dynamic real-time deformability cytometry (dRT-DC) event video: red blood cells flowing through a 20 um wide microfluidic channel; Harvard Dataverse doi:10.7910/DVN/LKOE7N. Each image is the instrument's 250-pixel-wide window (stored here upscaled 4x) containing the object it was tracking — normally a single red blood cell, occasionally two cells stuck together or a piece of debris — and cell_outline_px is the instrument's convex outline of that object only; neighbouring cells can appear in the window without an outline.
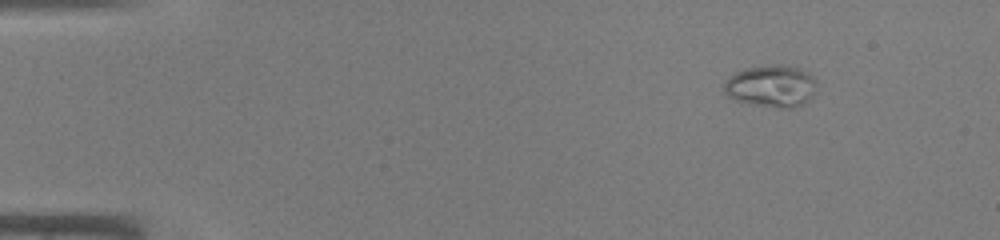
{"species": "common noctule bat (a hibernating species)", "species_latin": "Nyctalus noctula", "temperature_condition": "warm", "stored_images_in_passage": 40, "camera_frame_rate_fps": 3000, "um_per_image_px": 0.085, "animal": {"sex": "male", "body_mass_g": 19.0, "forearm_length_mm": 50.8}, "frame": {"image": 1, "passage_image": 1, "time_ms": 0.0, "image_size_px": [1000, 240], "cell_outline_px": [[816, 84], [812, 96], [804, 104], [796, 108], [780, 108], [756, 104], [736, 100], [728, 96], [724, 92], [724, 84], [728, 76], [736, 72], [748, 68], [776, 64], [780, 64], [800, 68], [808, 72], [816, 80]], "centroid_in_image_um": [65.58, 7.31], "position_along_channel_um": 19.4, "area_um2": 22.66}}
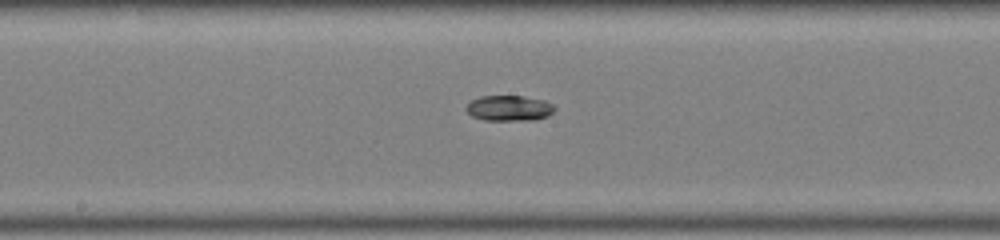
{"frame": {"image": 2, "passage_image": 20, "time_ms": 6.333, "image_size_px": [1000, 240], "cell_outline_px": [[556, 108], [548, 116], [532, 120], [484, 120], [472, 116], [464, 108], [472, 100], [480, 96], [524, 96], [544, 100], [552, 104]], "centroid_in_image_um": [43.27, 9.19], "position_along_channel_um": 204.9, "area_um2": 13.12}}
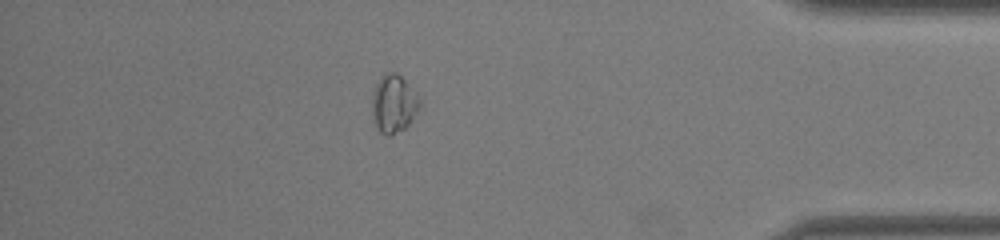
{"frame": {"image": 3, "passage_image": 35, "time_ms": 11.333, "image_size_px": [1000, 240], "cell_outline_px": [[420, 108], [408, 124], [404, 128], [388, 136], [380, 132], [372, 116], [372, 92], [380, 76], [384, 72], [396, 72], [408, 84], [420, 100]], "centroid_in_image_um": [33.43, 8.79], "position_along_channel_um": 401.8, "area_um2": 15.9}}